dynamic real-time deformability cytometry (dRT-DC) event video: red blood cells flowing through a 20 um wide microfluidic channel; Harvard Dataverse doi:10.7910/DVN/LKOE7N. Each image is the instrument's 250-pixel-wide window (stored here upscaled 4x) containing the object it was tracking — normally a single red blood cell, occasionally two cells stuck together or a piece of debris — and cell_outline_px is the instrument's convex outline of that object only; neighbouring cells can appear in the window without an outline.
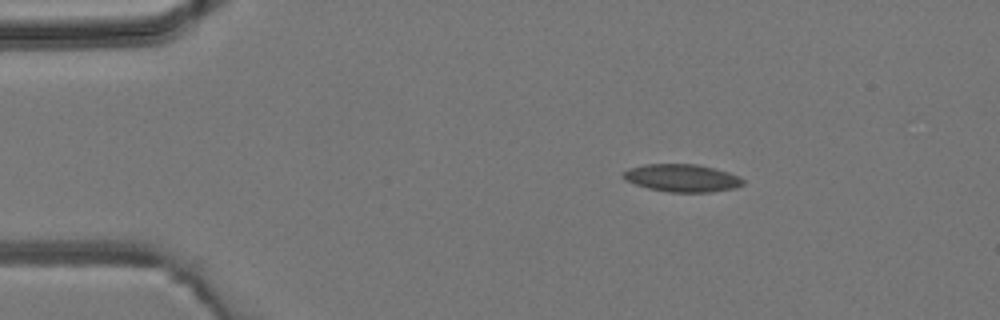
{"species": "common noctule bat (a hibernating species)", "species_latin": "Nyctalus noctula", "temperature_condition": "room temperature", "stored_images_in_passage": 3, "camera_frame_rate_fps": 3000, "um_per_image_px": 0.085, "animal": {"sex": "male", "body_mass_g": 19.2, "forearm_length_mm": 51.8}, "frame": {"image": 1, "passage_image": 2, "time_ms": 1.0, "image_size_px": [1000, 320], "cell_outline_px": [[744, 184], [736, 188], [708, 192], [668, 192], [648, 188], [636, 184], [620, 176], [628, 168], [644, 164], [696, 164], [728, 172], [744, 180]], "centroid_in_image_um": [57.95, 15.13], "position_along_channel_um": 27.0, "area_um2": 19.13}}